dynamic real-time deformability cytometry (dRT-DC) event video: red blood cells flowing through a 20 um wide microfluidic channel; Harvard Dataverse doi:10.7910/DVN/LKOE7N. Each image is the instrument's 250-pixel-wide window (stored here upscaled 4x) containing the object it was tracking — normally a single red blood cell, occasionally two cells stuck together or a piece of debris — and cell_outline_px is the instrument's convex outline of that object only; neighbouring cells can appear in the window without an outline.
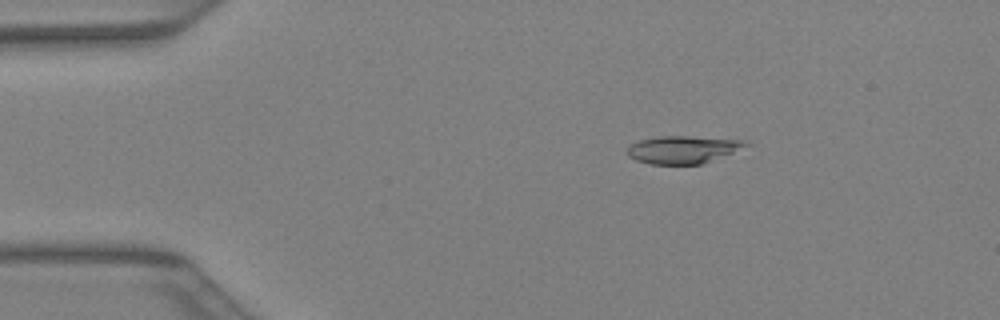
{"species": "Egyptian fruit bat (a non-hibernating species)", "species_latin": "Rousettus aegyptiacus", "temperature_condition": "warm", "stored_images_in_passage": 41, "camera_frame_rate_fps": 3000, "um_per_image_px": 0.085, "animal": {"sex": "female"}, "frame": {"image": 1, "passage_image": 7, "time_ms": 2.0, "image_size_px": [1000, 320], "cell_outline_px": [[752, 144], [732, 152], [700, 164], [648, 164], [636, 160], [628, 156], [624, 152], [632, 144], [640, 140], [656, 136], [688, 136], [744, 140]], "centroid_in_image_um": [57.99, 12.71], "position_along_channel_um": 27.0, "area_um2": 18.96}}
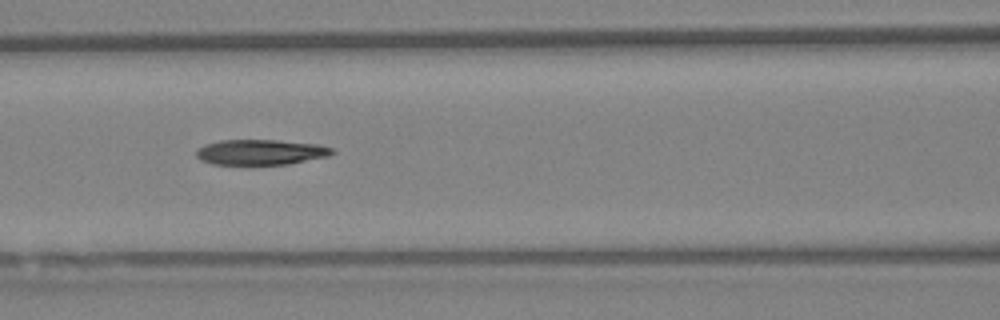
{"frame": {"image": 2, "passage_image": 18, "time_ms": 5.667, "image_size_px": [1000, 320], "cell_outline_px": [[336, 152], [328, 156], [288, 164], [212, 164], [200, 160], [196, 156], [196, 148], [204, 144], [220, 140], [276, 140], [316, 144], [332, 148]], "centroid_in_image_um": [22.11, 12.93], "position_along_channel_um": 144.5, "area_um2": 20.06}}
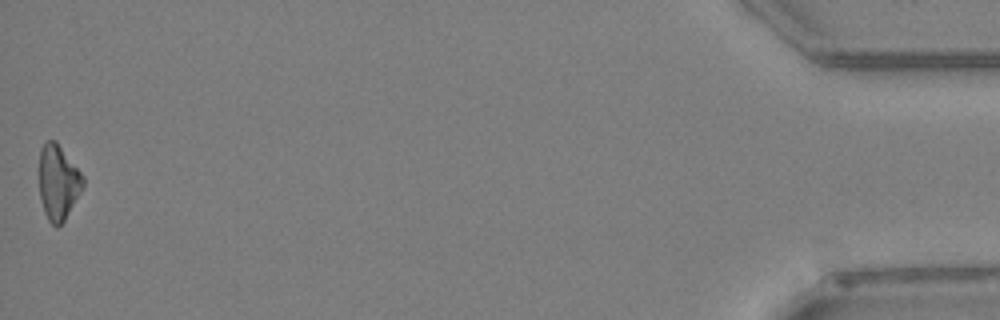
{"frame": {"image": 3, "passage_image": 41, "time_ms": 13.333, "image_size_px": [1000, 320], "cell_outline_px": [[84, 184], [80, 192], [64, 220], [56, 228], [48, 220], [44, 212], [40, 200], [40, 148], [48, 140], [56, 140], [84, 176]], "centroid_in_image_um": [4.94, 15.48], "position_along_channel_um": 430.3, "area_um2": 18.96}}